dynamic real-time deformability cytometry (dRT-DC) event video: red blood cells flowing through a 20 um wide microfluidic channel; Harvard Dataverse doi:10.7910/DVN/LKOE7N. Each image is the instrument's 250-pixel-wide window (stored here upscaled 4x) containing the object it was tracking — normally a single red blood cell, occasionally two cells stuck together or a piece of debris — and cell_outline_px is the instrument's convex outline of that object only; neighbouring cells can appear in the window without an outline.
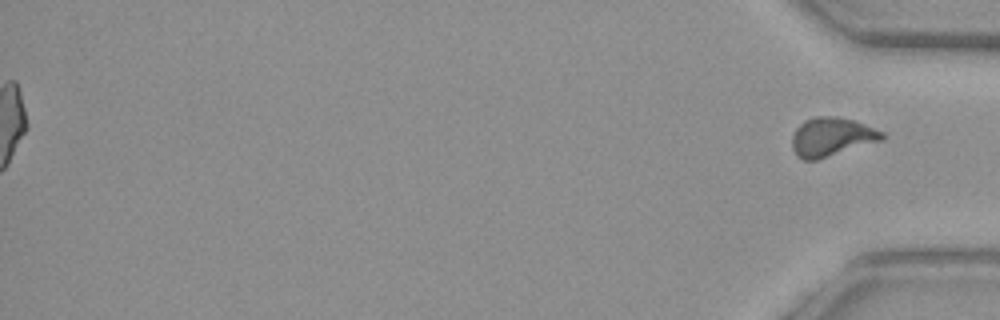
{"species": "common noctule bat (a hibernating species)", "species_latin": "Nyctalus noctula", "temperature_condition": "warm", "stored_images_in_passage": 45, "segment_of_instrument_passage": [2, 2], "camera_frame_rate_fps": 3000, "um_per_image_px": 0.085, "animal": {"sex": "female", "body_mass_g": 29.2, "forearm_length_mm": 56.3}, "frame": {"image": 1, "passage_image": 45, "time_ms": 14.667, "image_size_px": [1000, 320], "cell_outline_px": [[884, 140], [816, 160], [804, 160], [796, 156], [792, 148], [792, 136], [796, 128], [804, 120], [816, 116], [836, 116], [856, 120], [884, 132]], "centroid_in_image_um": [70.69, 11.63], "position_along_channel_um": 364.5, "area_um2": 20.58}}